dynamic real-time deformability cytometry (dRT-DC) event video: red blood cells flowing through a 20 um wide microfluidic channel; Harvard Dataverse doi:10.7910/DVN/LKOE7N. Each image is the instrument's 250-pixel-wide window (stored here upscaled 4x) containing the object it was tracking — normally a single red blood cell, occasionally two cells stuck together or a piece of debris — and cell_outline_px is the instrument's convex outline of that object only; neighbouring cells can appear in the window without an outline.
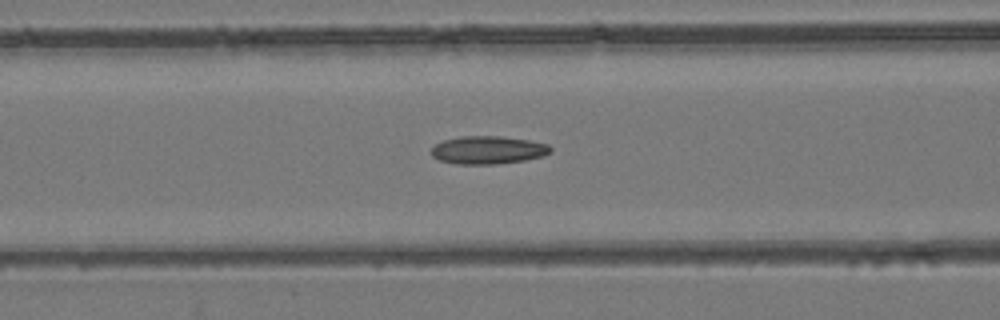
{"species": "common noctule bat (a hibernating species)", "species_latin": "Nyctalus noctula", "temperature_condition": "room temperature", "stored_images_in_passage": 51, "camera_frame_rate_fps": 3000, "um_per_image_px": 0.085, "animal": {"sex": "female", "body_mass_g": 24.6, "forearm_length_mm": 56.2}, "frame": {"image": 1, "passage_image": 20, "time_ms": 6.333, "image_size_px": [1000, 320], "cell_outline_px": [[552, 152], [544, 156], [524, 160], [500, 164], [456, 164], [440, 160], [432, 156], [432, 148], [436, 144], [444, 140], [460, 136], [500, 136], [528, 140], [548, 144], [552, 148]], "centroid_in_image_um": [41.51, 12.75], "position_along_channel_um": 125.1, "area_um2": 19.48}}
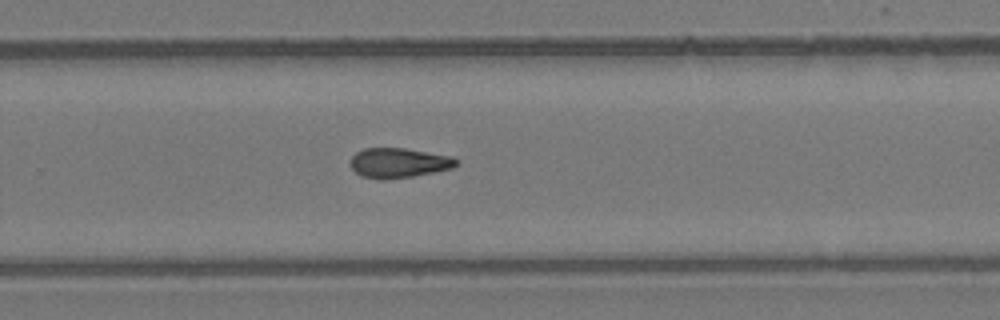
{"frame": {"image": 2, "passage_image": 33, "time_ms": 10.667, "image_size_px": [1000, 320], "cell_outline_px": [[460, 160], [452, 168], [412, 176], [384, 180], [380, 180], [360, 176], [352, 168], [352, 156], [356, 152], [364, 148], [404, 148], [452, 156]], "centroid_in_image_um": [33.89, 13.84], "position_along_channel_um": 295.9, "area_um2": 18.32}}
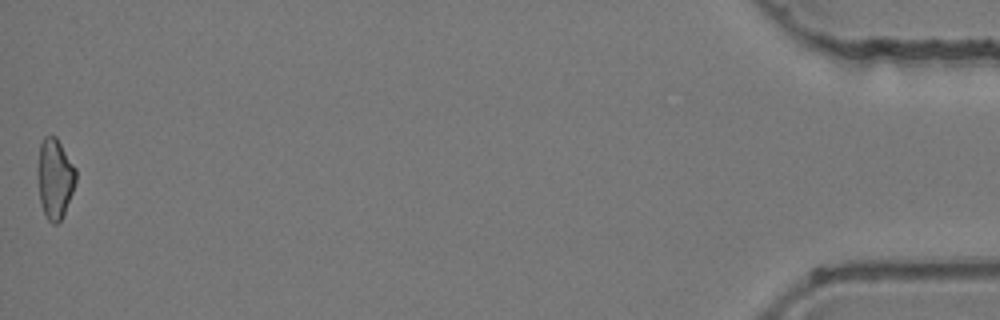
{"frame": {"image": 3, "passage_image": 51, "time_ms": 16.667, "image_size_px": [1000, 320], "cell_outline_px": [[76, 180], [72, 192], [64, 212], [60, 220], [56, 224], [52, 224], [48, 220], [44, 212], [40, 200], [40, 144], [44, 136], [56, 136], [76, 168]], "centroid_in_image_um": [4.71, 15.16], "position_along_channel_um": 430.5, "area_um2": 16.99}, "authors_computed_cell_mechanics": {"area_um2": 18.5538, "velocity_mm_per_s": 3.9518, "shape_relaxation_time_tau1_ms": 10.5541, "shape_relaxation_time_tau2_ms": 3.8533, "deformation_change_tau1": 0.2183, "deformation_change_tau2": 0.111}}